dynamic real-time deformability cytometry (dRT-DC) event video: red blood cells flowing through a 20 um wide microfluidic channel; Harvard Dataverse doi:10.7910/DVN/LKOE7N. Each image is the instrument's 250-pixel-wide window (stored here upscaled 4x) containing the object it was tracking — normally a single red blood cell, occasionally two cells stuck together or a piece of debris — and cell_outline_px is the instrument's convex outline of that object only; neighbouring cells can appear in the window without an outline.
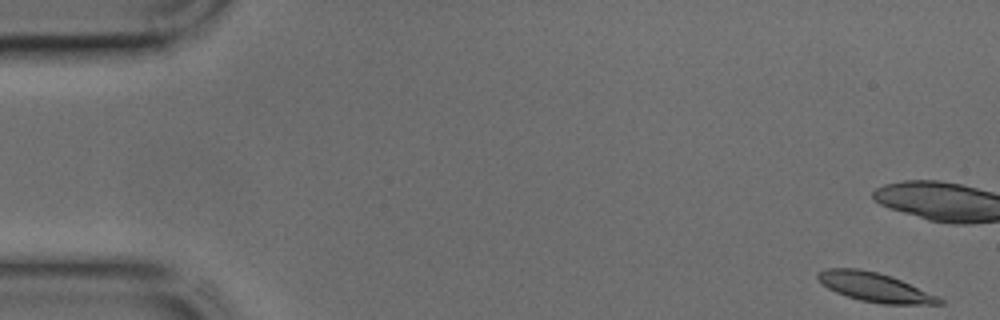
{"species": "common noctule bat (a hibernating species)", "species_latin": "Nyctalus noctula", "temperature_condition": "cold", "stored_images_in_passage": 7, "camera_frame_rate_fps": 3000, "um_per_image_px": 0.085, "animal": {"sex": "male", "body_mass_g": 17.9, "forearm_length_mm": 54.2}, "frame": {"image": 1, "passage_image": 1, "time_ms": 0.0, "image_size_px": [1000, 320], "cell_outline_px": [[944, 304], [884, 304], [860, 300], [836, 292], [828, 288], [816, 276], [820, 272], [828, 268], [856, 268], [876, 272], [892, 276], [936, 296], [944, 300]], "centroid_in_image_um": [74.36, 24.41], "position_along_channel_um": 10.6, "area_um2": 20.11}}